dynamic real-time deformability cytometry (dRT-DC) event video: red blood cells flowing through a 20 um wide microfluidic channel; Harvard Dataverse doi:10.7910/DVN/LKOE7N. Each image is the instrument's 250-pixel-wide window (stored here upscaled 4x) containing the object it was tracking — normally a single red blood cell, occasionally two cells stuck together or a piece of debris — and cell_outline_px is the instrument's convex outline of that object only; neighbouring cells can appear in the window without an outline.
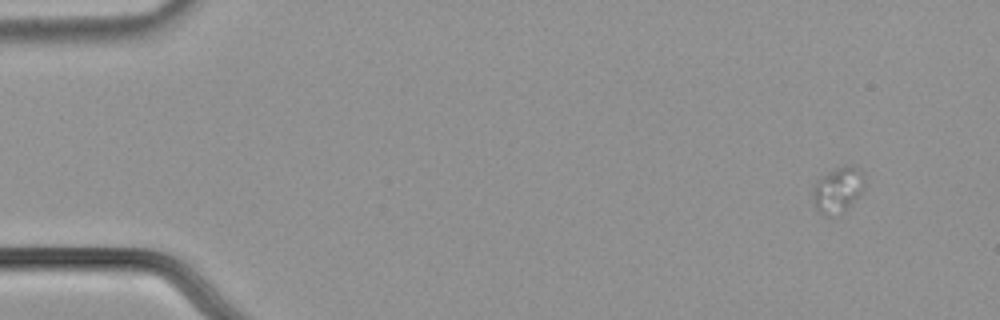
{"species": "common noctule bat (a hibernating species)", "species_latin": "Nyctalus noctula", "temperature_condition": "cold", "stored_images_in_passage": 40, "camera_frame_rate_fps": 3000, "um_per_image_px": 0.085, "animal": {"sex": "male", "body_mass_g": 21.5, "forearm_length_mm": 52.0}, "frame": {"image": 1, "passage_image": 7, "time_ms": 2.0, "image_size_px": [1000, 320], "cell_outline_px": [[864, 188], [860, 196], [844, 208], [832, 216], [828, 216], [820, 212], [816, 208], [816, 180], [820, 176], [836, 168], [848, 164], [852, 164], [864, 172]], "centroid_in_image_um": [71.29, 16.06], "position_along_channel_um": 13.7, "area_um2": 13.24}}